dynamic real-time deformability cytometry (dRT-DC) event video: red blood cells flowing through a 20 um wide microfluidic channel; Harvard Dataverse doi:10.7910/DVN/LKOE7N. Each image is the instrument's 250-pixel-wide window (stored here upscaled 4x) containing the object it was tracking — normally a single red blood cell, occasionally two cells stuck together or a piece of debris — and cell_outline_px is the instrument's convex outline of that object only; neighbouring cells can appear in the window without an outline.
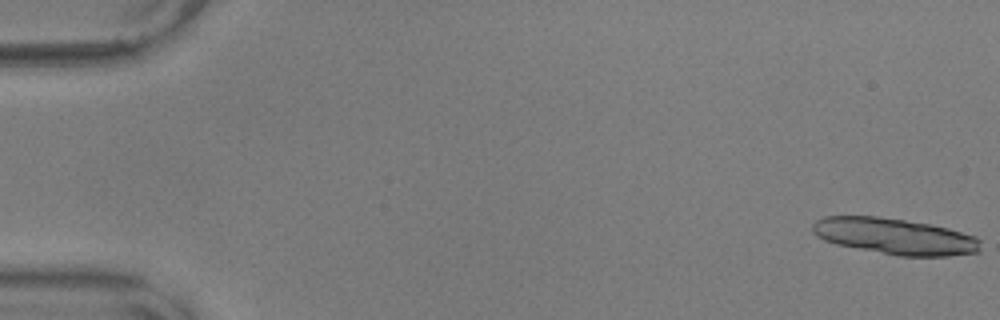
{"species": "common noctule bat (a hibernating species)", "species_latin": "Nyctalus noctula", "temperature_condition": "warm", "stored_images_in_passage": 16, "camera_frame_rate_fps": 3000, "um_per_image_px": 0.085, "animal": {"sex": "male", "body_mass_g": 17.9, "forearm_length_mm": 54.2}, "frame": {"image": 1, "passage_image": 1, "time_ms": 0.0, "image_size_px": [1000, 320], "cell_outline_px": [[980, 252], [948, 256], [896, 256], [836, 244], [824, 240], [816, 236], [812, 232], [812, 224], [816, 220], [824, 216], [876, 216], [932, 224], [948, 228], [976, 236], [980, 240]], "centroid_in_image_um": [76.06, 20.09], "position_along_channel_um": 8.9, "area_um2": 35.66}}